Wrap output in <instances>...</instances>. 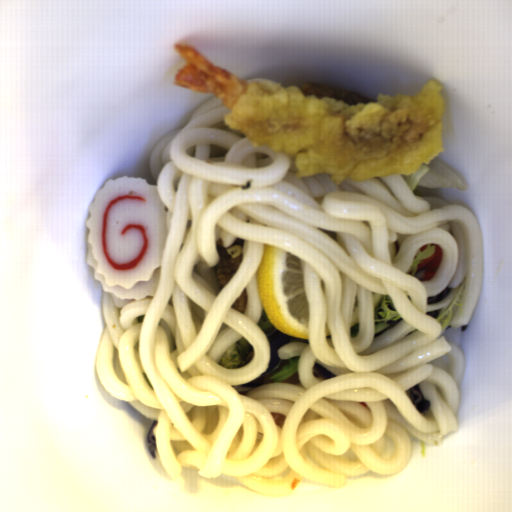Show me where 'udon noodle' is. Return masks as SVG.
I'll return each instance as SVG.
<instances>
[{
  "mask_svg": "<svg viewBox=\"0 0 512 512\" xmlns=\"http://www.w3.org/2000/svg\"><path fill=\"white\" fill-rule=\"evenodd\" d=\"M227 112L214 95L150 151L149 171L168 212L158 289L141 300L101 292L100 383L157 421V454L172 476L195 467L206 479L225 475L286 497L302 479L340 488L368 471L396 475L410 463V434L440 445L459 429L465 353L427 311L450 306L465 279L449 323L459 329L471 319L485 271L480 225L460 203L414 194L429 166L340 184L329 172L298 178L293 158L229 128ZM319 227L340 236L349 255ZM237 237L246 240L244 260L222 290L215 242L230 246ZM430 243L443 259L433 279L420 282L405 272ZM264 244L303 261L309 341L278 349L280 359L300 355L301 382L242 388L271 357L257 324ZM244 287L243 314L231 305ZM445 287L451 291L443 301L427 304ZM373 292L390 295L404 319L376 337ZM355 295L360 318L352 338ZM243 337L254 348L251 361L219 366ZM317 362L337 377H314ZM417 383L431 403L424 414L406 394Z\"/></svg>",
  "mask_w": 512,
  "mask_h": 512,
  "instance_id": "udon-noodle-1",
  "label": "udon noodle"
}]
</instances>
